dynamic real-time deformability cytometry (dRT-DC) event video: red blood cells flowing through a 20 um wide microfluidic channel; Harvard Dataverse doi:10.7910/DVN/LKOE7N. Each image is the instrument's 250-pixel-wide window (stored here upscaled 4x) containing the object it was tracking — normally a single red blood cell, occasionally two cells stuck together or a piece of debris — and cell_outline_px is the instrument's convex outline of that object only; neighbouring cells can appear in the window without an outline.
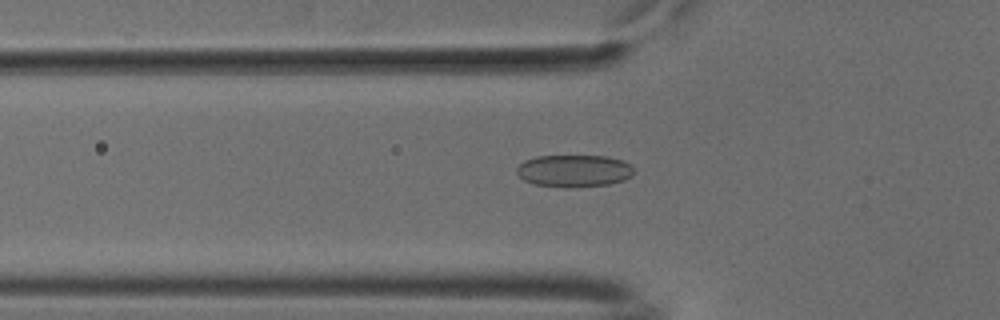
{"species": "common noctule bat (a hibernating species)", "species_latin": "Nyctalus noctula", "temperature_condition": "cold", "stored_images_in_passage": 52, "camera_frame_rate_fps": 3000, "um_per_image_px": 0.085, "animal": {"sex": "male", "body_mass_g": 18.8}, "frame": {"image": 1, "passage_image": 17, "time_ms": 5.333, "image_size_px": [1000, 320], "cell_outline_px": [[636, 172], [632, 176], [624, 180], [608, 184], [564, 188], [532, 184], [524, 180], [516, 172], [516, 168], [524, 160], [536, 156], [608, 156], [624, 160]], "centroid_in_image_um": [48.79, 14.52], "position_along_channel_um": 77.0, "area_um2": 22.2}}
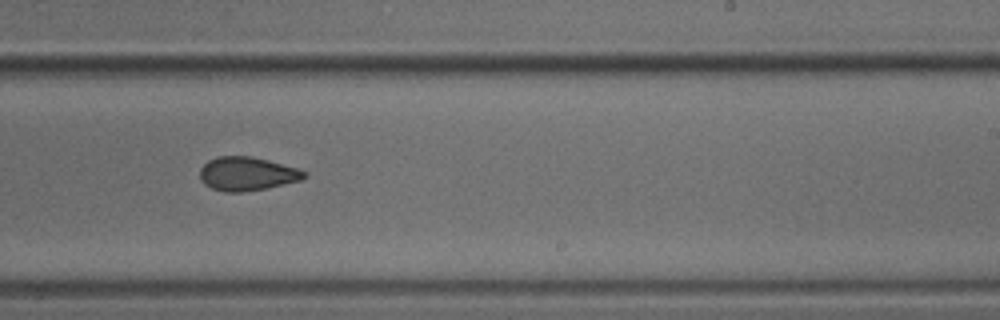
{"frame": {"image": 2, "passage_image": 32, "time_ms": 10.333, "image_size_px": [1000, 320], "cell_outline_px": [[308, 176], [300, 180], [264, 188], [240, 192], [224, 192], [212, 188], [204, 184], [200, 180], [200, 168], [208, 160], [216, 156], [252, 156], [300, 168], [308, 172]], "centroid_in_image_um": [21.0, 14.75], "position_along_channel_um": 268.0, "area_um2": 20.58}}
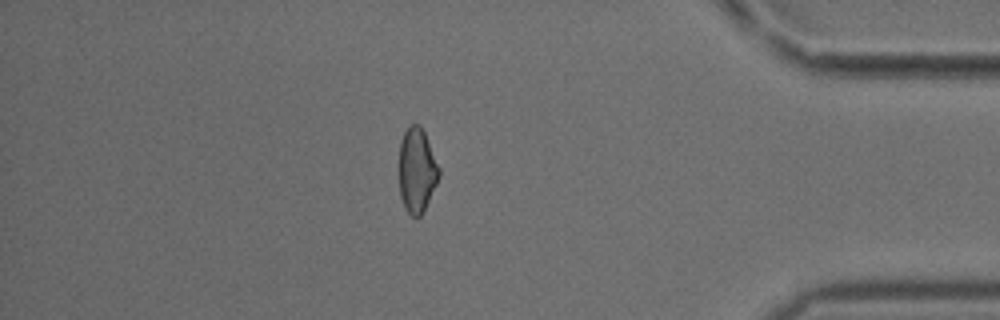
{"frame": {"image": 3, "passage_image": 45, "time_ms": 14.667, "image_size_px": [1000, 320], "cell_outline_px": [[440, 176], [420, 216], [412, 216], [404, 208], [400, 196], [400, 140], [404, 132], [412, 124], [420, 124], [424, 132], [440, 168]], "centroid_in_image_um": [35.43, 14.46], "position_along_channel_um": 399.8, "area_um2": 19.36}, "authors_computed_cell_mechanics": {"area_um2": 20.9525, "velocity_mm_per_s": 3.798, "shape_relaxation_time_tau1_ms": null, "shape_relaxation_time_tau2_ms": 2.0869, "deformation_change_tau1": null, "deformation_change_tau2": 0.0765}}